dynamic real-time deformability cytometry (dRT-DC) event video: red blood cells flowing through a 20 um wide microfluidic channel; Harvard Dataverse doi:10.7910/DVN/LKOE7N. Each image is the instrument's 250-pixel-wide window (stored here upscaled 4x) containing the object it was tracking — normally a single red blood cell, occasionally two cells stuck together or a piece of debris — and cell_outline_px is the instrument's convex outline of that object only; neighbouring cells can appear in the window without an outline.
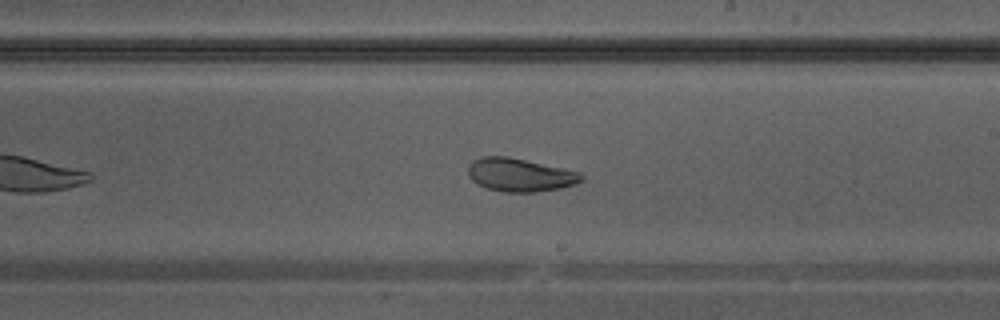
{"species": "Egyptian fruit bat (a non-hibernating species)", "species_latin": "Rousettus aegyptiacus", "temperature_condition": "warm", "stored_images_in_passage": 33, "camera_frame_rate_fps": 3000, "um_per_image_px": 0.085, "animal": {"sex": "male"}, "frame": {"image": 1, "passage_image": 15, "time_ms": 4.667, "image_size_px": [1000, 320], "cell_outline_px": [[584, 180], [576, 184], [560, 188], [536, 192], [504, 192], [488, 188], [476, 184], [468, 176], [468, 164], [472, 160], [480, 156], [508, 156], [580, 172], [584, 176]], "centroid_in_image_um": [44.17, 14.86], "position_along_channel_um": 244.8, "area_um2": 22.14}}
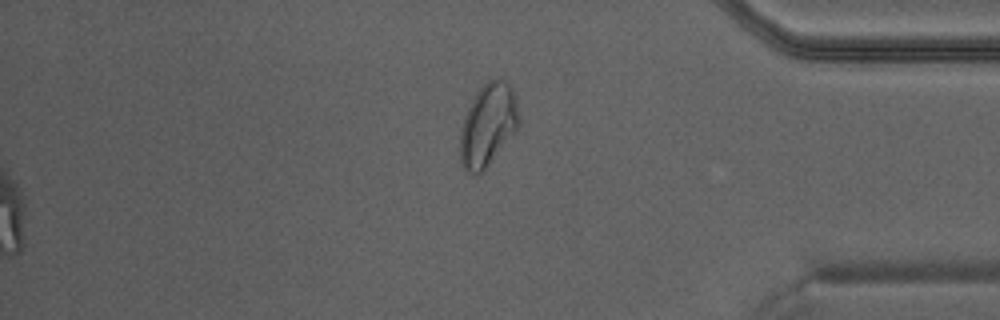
{"frame": {"image": 2, "passage_image": 33, "time_ms": 10.667, "image_size_px": [1000, 320], "cell_outline_px": [[520, 124], [516, 132], [484, 172], [480, 176], [464, 172], [460, 164], [460, 128], [464, 116], [476, 92], [488, 80], [496, 76], [504, 80], [512, 88], [516, 96], [520, 120]], "centroid_in_image_um": [41.48, 10.67], "position_along_channel_um": 393.7, "area_um2": 29.19}}